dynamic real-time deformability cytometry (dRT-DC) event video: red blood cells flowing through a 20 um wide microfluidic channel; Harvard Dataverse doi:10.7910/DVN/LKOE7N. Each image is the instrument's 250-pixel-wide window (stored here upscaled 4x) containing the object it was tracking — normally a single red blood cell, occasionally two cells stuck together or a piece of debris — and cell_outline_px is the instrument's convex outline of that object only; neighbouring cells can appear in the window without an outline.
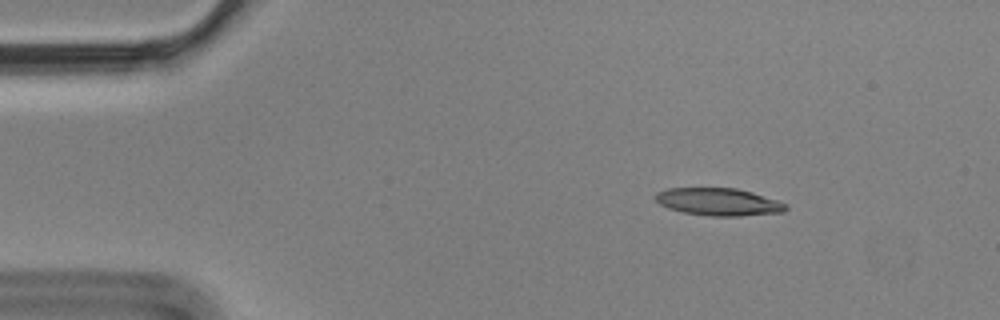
{"species": "Egyptian fruit bat (a non-hibernating species)", "species_latin": "Rousettus aegyptiacus", "temperature_condition": "cold", "stored_images_in_passage": 3, "camera_frame_rate_fps": 3000, "um_per_image_px": 0.085, "animal": {"sex": "male"}, "frame": {"image": 1, "passage_image": 1, "time_ms": 0.0, "image_size_px": [1000, 320], "cell_outline_px": [[788, 208], [784, 212], [740, 216], [708, 216], [684, 212], [668, 208], [660, 204], [656, 200], [656, 192], [668, 188], [736, 188], [752, 192], [788, 204]], "centroid_in_image_um": [61.09, 17.16], "position_along_channel_um": 23.9, "area_um2": 20.87}}
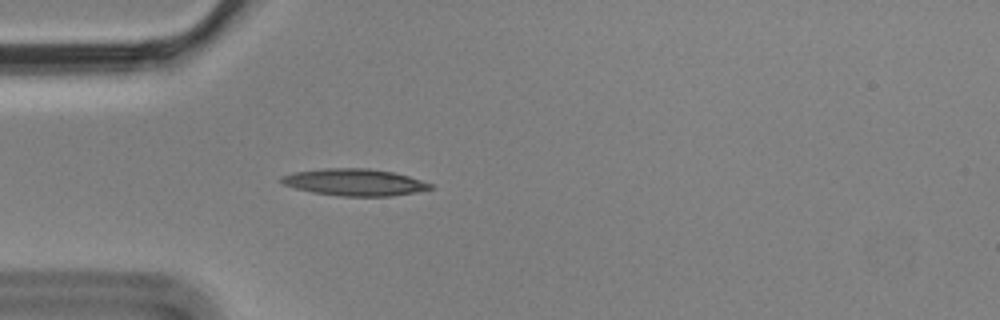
{"frame": {"image": 2, "passage_image": 3, "time_ms": 0.667, "image_size_px": [1000, 320], "cell_outline_px": [[432, 188], [416, 192], [392, 196], [340, 196], [312, 192], [296, 188], [284, 184], [280, 180], [280, 176], [292, 172], [324, 168], [368, 168], [392, 172], [408, 176], [432, 184]], "centroid_in_image_um": [30.1, 15.49], "position_along_channel_um": 54.9, "area_um2": 23.24}}